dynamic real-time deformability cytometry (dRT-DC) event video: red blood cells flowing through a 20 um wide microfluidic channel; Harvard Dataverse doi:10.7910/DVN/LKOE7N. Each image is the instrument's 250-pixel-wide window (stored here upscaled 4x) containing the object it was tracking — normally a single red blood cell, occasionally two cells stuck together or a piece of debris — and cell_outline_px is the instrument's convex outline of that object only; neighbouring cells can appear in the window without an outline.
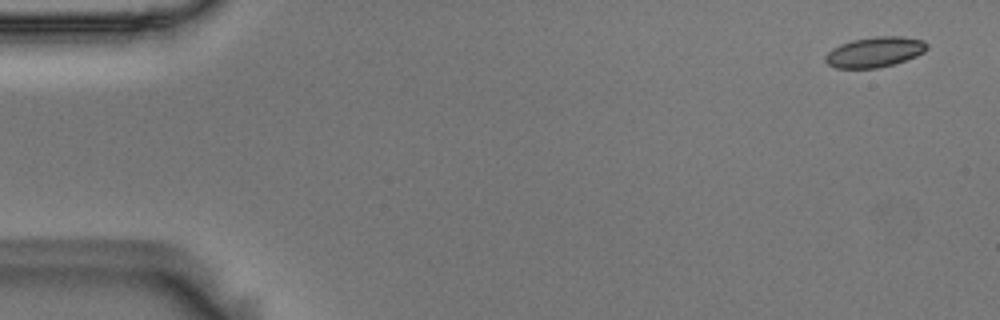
{"species": "Egyptian fruit bat (a non-hibernating species)", "species_latin": "Rousettus aegyptiacus", "temperature_condition": "room temperature", "stored_images_in_passage": 4, "camera_frame_rate_fps": 3000, "um_per_image_px": 0.085, "animal": {"sex": "male"}, "frame": {"image": 1, "passage_image": 1, "time_ms": 0.0, "image_size_px": [1000, 320], "cell_outline_px": [[928, 48], [924, 52], [916, 56], [892, 64], [876, 68], [836, 68], [828, 64], [824, 60], [824, 56], [832, 48], [840, 44], [852, 40], [876, 36], [900, 36], [924, 40], [928, 44]], "centroid_in_image_um": [74.34, 4.41], "position_along_channel_um": 10.7, "area_um2": 17.92}}